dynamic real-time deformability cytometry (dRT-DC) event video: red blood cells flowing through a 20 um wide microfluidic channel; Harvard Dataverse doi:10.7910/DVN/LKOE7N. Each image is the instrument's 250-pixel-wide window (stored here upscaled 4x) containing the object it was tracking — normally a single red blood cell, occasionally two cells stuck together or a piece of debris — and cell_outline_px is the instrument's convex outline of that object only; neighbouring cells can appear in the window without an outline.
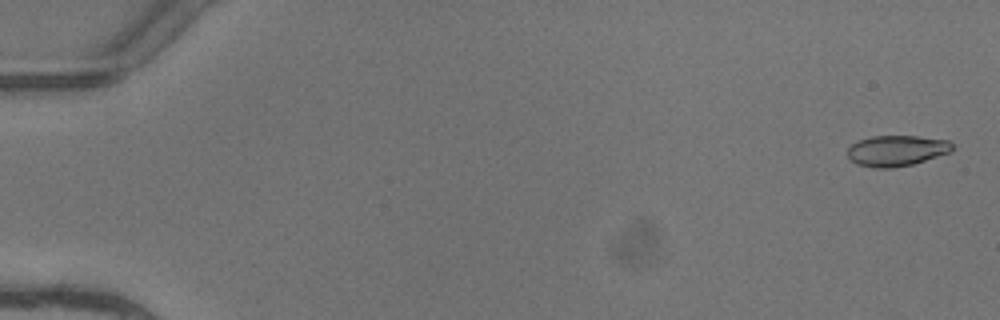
{"species": "common noctule bat (a hibernating species)", "species_latin": "Nyctalus noctula", "temperature_condition": "warm", "stored_images_in_passage": 6, "camera_frame_rate_fps": 3000, "um_per_image_px": 0.085, "animal": {"sex": "female"}, "frame": {"image": 1, "passage_image": 1, "time_ms": 0.0, "image_size_px": [1000, 320], "cell_outline_px": [[952, 148], [948, 152], [912, 164], [892, 168], [876, 168], [856, 164], [848, 156], [848, 148], [852, 144], [860, 140], [872, 136], [916, 136], [948, 140], [952, 144]], "centroid_in_image_um": [76.17, 12.8], "position_along_channel_um": 8.8, "area_um2": 18.44}}
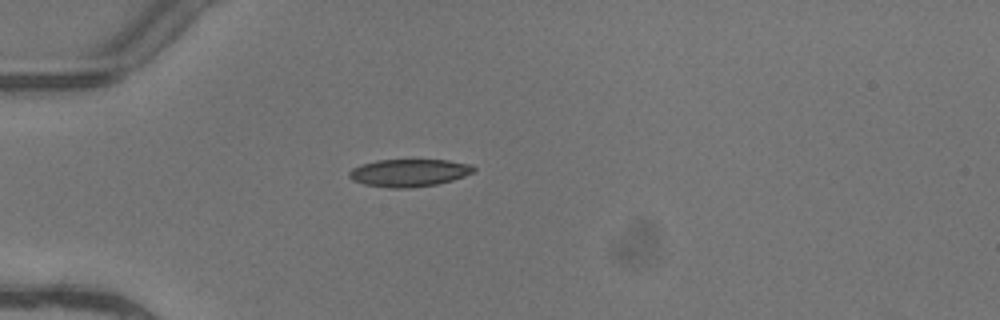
{"frame": {"image": 2, "passage_image": 5, "time_ms": 1.333, "image_size_px": [1000, 320], "cell_outline_px": [[476, 172], [452, 180], [436, 184], [408, 188], [388, 188], [364, 184], [352, 180], [348, 176], [348, 172], [352, 168], [360, 164], [376, 160], [448, 160], [472, 164], [476, 168]], "centroid_in_image_um": [34.77, 14.68], "position_along_channel_um": 50.2, "area_um2": 20.17}}